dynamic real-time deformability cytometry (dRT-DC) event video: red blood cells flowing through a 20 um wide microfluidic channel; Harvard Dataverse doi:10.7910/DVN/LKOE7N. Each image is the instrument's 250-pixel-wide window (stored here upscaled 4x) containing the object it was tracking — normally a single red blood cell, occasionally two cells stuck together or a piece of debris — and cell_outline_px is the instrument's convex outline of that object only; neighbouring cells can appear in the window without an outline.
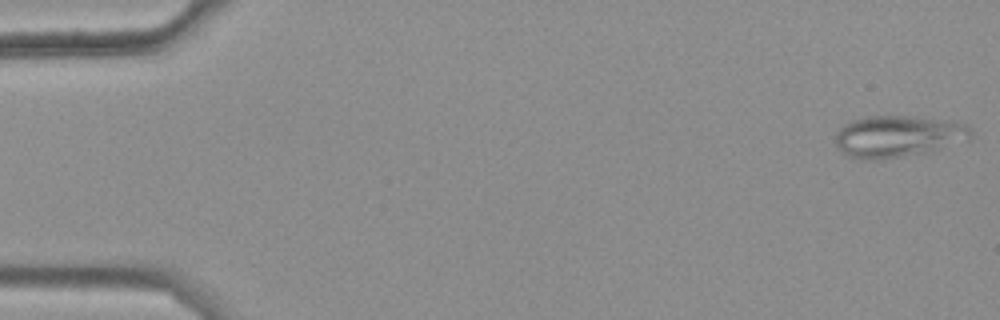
{"species": "common noctule bat (a hibernating species)", "species_latin": "Nyctalus noctula", "temperature_condition": "warm", "stored_images_in_passage": 48, "camera_frame_rate_fps": 3000, "um_per_image_px": 0.085, "animal": {"sex": "female", "body_mass_g": 25.1}, "frame": {"image": 1, "passage_image": 1, "time_ms": 0.0, "image_size_px": [1000, 320], "cell_outline_px": [[972, 140], [928, 152], [884, 160], [852, 160], [840, 152], [836, 148], [836, 132], [844, 124], [852, 120], [864, 116], [916, 116], [952, 120], [968, 124], [972, 132]], "centroid_in_image_um": [76.34, 11.6], "position_along_channel_um": 8.7, "area_um2": 34.1}}
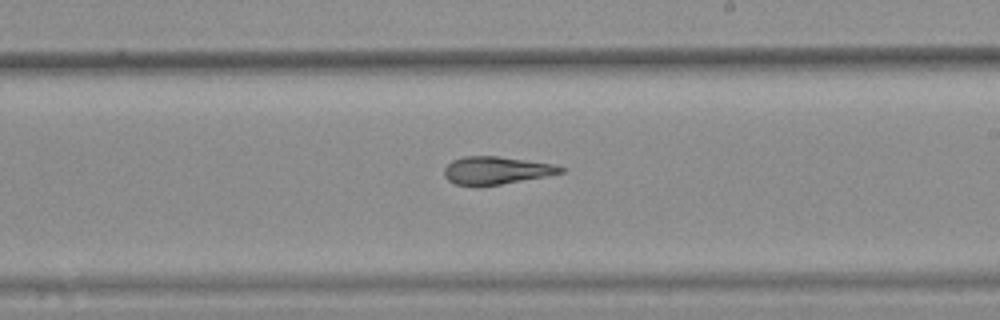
{"frame": {"image": 2, "passage_image": 32, "time_ms": 10.333, "image_size_px": [1000, 320], "cell_outline_px": [[568, 168], [564, 172], [544, 176], [500, 184], [476, 188], [456, 184], [448, 180], [444, 176], [444, 168], [452, 160], [464, 156], [496, 156], [556, 164]], "centroid_in_image_um": [42.16, 14.5], "position_along_channel_um": 246.8, "area_um2": 19.07}}
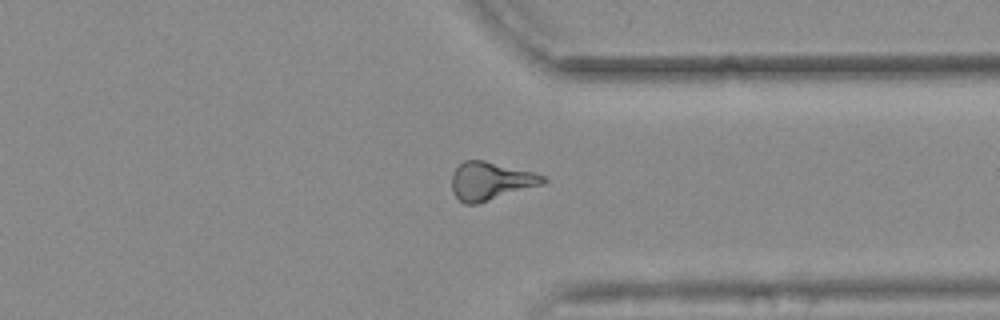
{"frame": {"image": 3, "passage_image": 42, "time_ms": 13.667, "image_size_px": [1000, 320], "cell_outline_px": [[548, 180], [544, 184], [476, 204], [464, 204], [452, 192], [452, 176], [456, 168], [464, 160], [484, 160], [536, 172], [544, 176]], "centroid_in_image_um": [41.73, 15.38], "position_along_channel_um": 369.7, "area_um2": 20.29}, "authors_computed_cell_mechanics": {"area_um2": 20.0277, "velocity_mm_per_s": 3.707, "shape_relaxation_time_tau1_ms": null, "shape_relaxation_time_tau2_ms": 5.871, "deformation_change_tau1": null, "deformation_change_tau2": 0.1448}}